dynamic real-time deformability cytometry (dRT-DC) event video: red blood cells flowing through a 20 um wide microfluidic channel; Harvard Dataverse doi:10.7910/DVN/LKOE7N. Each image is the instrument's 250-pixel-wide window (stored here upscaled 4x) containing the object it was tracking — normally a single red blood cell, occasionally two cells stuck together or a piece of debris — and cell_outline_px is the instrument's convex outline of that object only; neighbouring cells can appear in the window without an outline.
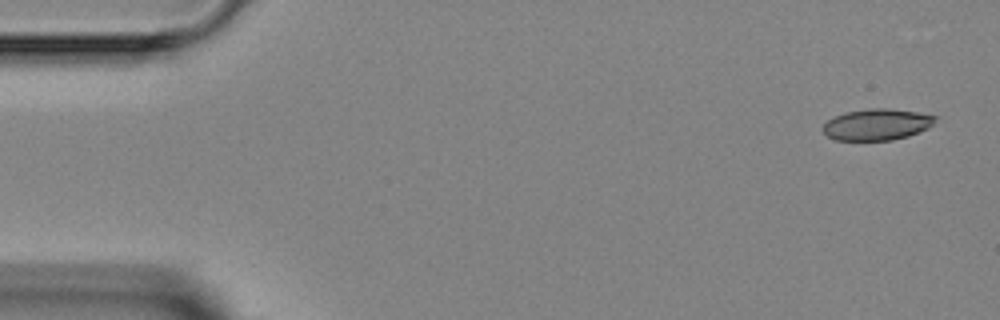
{"species": "Egyptian fruit bat (a non-hibernating species)", "species_latin": "Rousettus aegyptiacus", "temperature_condition": "room temperature", "stored_images_in_passage": 4, "camera_frame_rate_fps": 3000, "um_per_image_px": 0.085, "animal": {"sex": "female"}, "frame": {"image": 1, "passage_image": 1, "time_ms": 0.0, "image_size_px": [1000, 320], "cell_outline_px": [[936, 116], [932, 124], [928, 128], [920, 132], [908, 136], [892, 140], [836, 140], [828, 136], [824, 132], [824, 124], [832, 116], [844, 112], [868, 108], [888, 108], [916, 112]], "centroid_in_image_um": [74.51, 10.57], "position_along_channel_um": 10.5, "area_um2": 20.46}}
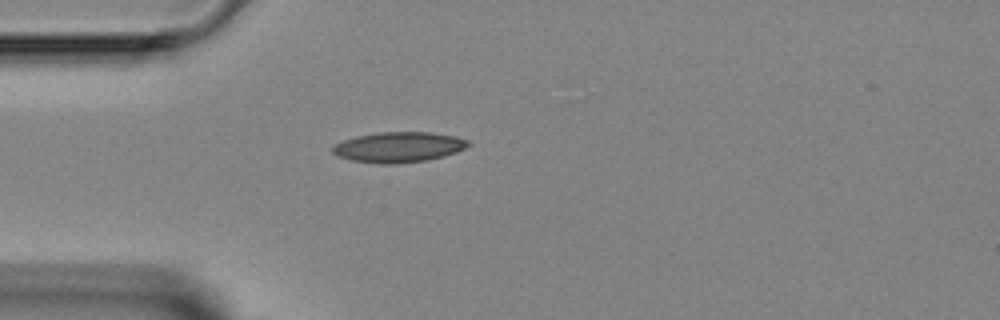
{"frame": {"image": 2, "passage_image": 4, "time_ms": 3.667, "image_size_px": [1000, 320], "cell_outline_px": [[472, 144], [456, 152], [444, 156], [428, 160], [396, 164], [380, 164], [352, 160], [336, 156], [332, 152], [332, 144], [356, 136], [376, 132], [428, 132], [456, 136], [468, 140]], "centroid_in_image_um": [33.87, 12.5], "position_along_channel_um": 51.1, "area_um2": 24.22}}